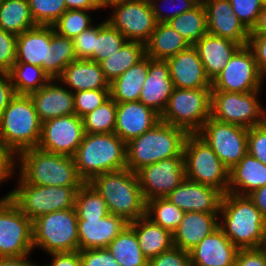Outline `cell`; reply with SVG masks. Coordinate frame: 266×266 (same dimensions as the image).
I'll return each mask as SVG.
<instances>
[{"label": "cell", "mask_w": 266, "mask_h": 266, "mask_svg": "<svg viewBox=\"0 0 266 266\" xmlns=\"http://www.w3.org/2000/svg\"><path fill=\"white\" fill-rule=\"evenodd\" d=\"M220 216L219 228L238 249L265 247L266 218L248 196L223 194Z\"/></svg>", "instance_id": "obj_1"}, {"label": "cell", "mask_w": 266, "mask_h": 266, "mask_svg": "<svg viewBox=\"0 0 266 266\" xmlns=\"http://www.w3.org/2000/svg\"><path fill=\"white\" fill-rule=\"evenodd\" d=\"M16 161L20 164L16 166L20 168L18 176L27 184L81 187L85 183L78 175L73 156L49 153L36 147L19 153Z\"/></svg>", "instance_id": "obj_2"}, {"label": "cell", "mask_w": 266, "mask_h": 266, "mask_svg": "<svg viewBox=\"0 0 266 266\" xmlns=\"http://www.w3.org/2000/svg\"><path fill=\"white\" fill-rule=\"evenodd\" d=\"M89 184L104 198L109 214L122 216L128 223L146 215L137 173L128 168L98 175Z\"/></svg>", "instance_id": "obj_3"}, {"label": "cell", "mask_w": 266, "mask_h": 266, "mask_svg": "<svg viewBox=\"0 0 266 266\" xmlns=\"http://www.w3.org/2000/svg\"><path fill=\"white\" fill-rule=\"evenodd\" d=\"M188 133L159 121L152 129L126 143V164L132 172L164 159L183 155Z\"/></svg>", "instance_id": "obj_4"}, {"label": "cell", "mask_w": 266, "mask_h": 266, "mask_svg": "<svg viewBox=\"0 0 266 266\" xmlns=\"http://www.w3.org/2000/svg\"><path fill=\"white\" fill-rule=\"evenodd\" d=\"M126 143L115 133H85L73 155L80 178L89 183L103 173L127 168Z\"/></svg>", "instance_id": "obj_5"}, {"label": "cell", "mask_w": 266, "mask_h": 266, "mask_svg": "<svg viewBox=\"0 0 266 266\" xmlns=\"http://www.w3.org/2000/svg\"><path fill=\"white\" fill-rule=\"evenodd\" d=\"M41 127L30 96L15 94L0 115V143L17 156L38 146Z\"/></svg>", "instance_id": "obj_6"}, {"label": "cell", "mask_w": 266, "mask_h": 266, "mask_svg": "<svg viewBox=\"0 0 266 266\" xmlns=\"http://www.w3.org/2000/svg\"><path fill=\"white\" fill-rule=\"evenodd\" d=\"M18 186L1 198H10L31 221L58 210L75 207L80 187L38 186L25 183L20 177Z\"/></svg>", "instance_id": "obj_7"}, {"label": "cell", "mask_w": 266, "mask_h": 266, "mask_svg": "<svg viewBox=\"0 0 266 266\" xmlns=\"http://www.w3.org/2000/svg\"><path fill=\"white\" fill-rule=\"evenodd\" d=\"M33 248L61 253L79 250L78 218L74 208L58 210L32 221Z\"/></svg>", "instance_id": "obj_8"}, {"label": "cell", "mask_w": 266, "mask_h": 266, "mask_svg": "<svg viewBox=\"0 0 266 266\" xmlns=\"http://www.w3.org/2000/svg\"><path fill=\"white\" fill-rule=\"evenodd\" d=\"M183 156L186 179L228 192L229 169L197 133L186 137Z\"/></svg>", "instance_id": "obj_9"}, {"label": "cell", "mask_w": 266, "mask_h": 266, "mask_svg": "<svg viewBox=\"0 0 266 266\" xmlns=\"http://www.w3.org/2000/svg\"><path fill=\"white\" fill-rule=\"evenodd\" d=\"M211 88H174L160 121L185 130L188 134L198 133L210 118Z\"/></svg>", "instance_id": "obj_10"}, {"label": "cell", "mask_w": 266, "mask_h": 266, "mask_svg": "<svg viewBox=\"0 0 266 266\" xmlns=\"http://www.w3.org/2000/svg\"><path fill=\"white\" fill-rule=\"evenodd\" d=\"M260 91L250 93L211 91L210 117L246 128L264 123Z\"/></svg>", "instance_id": "obj_11"}, {"label": "cell", "mask_w": 266, "mask_h": 266, "mask_svg": "<svg viewBox=\"0 0 266 266\" xmlns=\"http://www.w3.org/2000/svg\"><path fill=\"white\" fill-rule=\"evenodd\" d=\"M264 75L258 69L251 48L241 46L211 82V91L250 93L260 91Z\"/></svg>", "instance_id": "obj_12"}, {"label": "cell", "mask_w": 266, "mask_h": 266, "mask_svg": "<svg viewBox=\"0 0 266 266\" xmlns=\"http://www.w3.org/2000/svg\"><path fill=\"white\" fill-rule=\"evenodd\" d=\"M33 250L32 221L10 198H1L0 257L30 255Z\"/></svg>", "instance_id": "obj_13"}, {"label": "cell", "mask_w": 266, "mask_h": 266, "mask_svg": "<svg viewBox=\"0 0 266 266\" xmlns=\"http://www.w3.org/2000/svg\"><path fill=\"white\" fill-rule=\"evenodd\" d=\"M212 148L229 171L248 152V128L210 117L197 133Z\"/></svg>", "instance_id": "obj_14"}, {"label": "cell", "mask_w": 266, "mask_h": 266, "mask_svg": "<svg viewBox=\"0 0 266 266\" xmlns=\"http://www.w3.org/2000/svg\"><path fill=\"white\" fill-rule=\"evenodd\" d=\"M108 8H112L113 13L106 21L128 41L145 44L149 40L157 24L149 0H125Z\"/></svg>", "instance_id": "obj_15"}, {"label": "cell", "mask_w": 266, "mask_h": 266, "mask_svg": "<svg viewBox=\"0 0 266 266\" xmlns=\"http://www.w3.org/2000/svg\"><path fill=\"white\" fill-rule=\"evenodd\" d=\"M136 173L146 201L167 197L186 179L184 156L179 155L144 166Z\"/></svg>", "instance_id": "obj_16"}, {"label": "cell", "mask_w": 266, "mask_h": 266, "mask_svg": "<svg viewBox=\"0 0 266 266\" xmlns=\"http://www.w3.org/2000/svg\"><path fill=\"white\" fill-rule=\"evenodd\" d=\"M84 134L83 119L76 114L49 119L42 122L37 148L49 153L73 156Z\"/></svg>", "instance_id": "obj_17"}, {"label": "cell", "mask_w": 266, "mask_h": 266, "mask_svg": "<svg viewBox=\"0 0 266 266\" xmlns=\"http://www.w3.org/2000/svg\"><path fill=\"white\" fill-rule=\"evenodd\" d=\"M223 193L215 187L185 179L166 198L186 212L219 214Z\"/></svg>", "instance_id": "obj_18"}, {"label": "cell", "mask_w": 266, "mask_h": 266, "mask_svg": "<svg viewBox=\"0 0 266 266\" xmlns=\"http://www.w3.org/2000/svg\"><path fill=\"white\" fill-rule=\"evenodd\" d=\"M207 33L229 39L241 46L248 45L250 31L233 13L229 0H206Z\"/></svg>", "instance_id": "obj_19"}, {"label": "cell", "mask_w": 266, "mask_h": 266, "mask_svg": "<svg viewBox=\"0 0 266 266\" xmlns=\"http://www.w3.org/2000/svg\"><path fill=\"white\" fill-rule=\"evenodd\" d=\"M166 62L174 88H211V81L205 73L204 65L194 46L180 51Z\"/></svg>", "instance_id": "obj_20"}, {"label": "cell", "mask_w": 266, "mask_h": 266, "mask_svg": "<svg viewBox=\"0 0 266 266\" xmlns=\"http://www.w3.org/2000/svg\"><path fill=\"white\" fill-rule=\"evenodd\" d=\"M160 115L140 101L117 103L114 133L125 143L152 129Z\"/></svg>", "instance_id": "obj_21"}, {"label": "cell", "mask_w": 266, "mask_h": 266, "mask_svg": "<svg viewBox=\"0 0 266 266\" xmlns=\"http://www.w3.org/2000/svg\"><path fill=\"white\" fill-rule=\"evenodd\" d=\"M238 248L218 228L189 251L190 266H235Z\"/></svg>", "instance_id": "obj_22"}, {"label": "cell", "mask_w": 266, "mask_h": 266, "mask_svg": "<svg viewBox=\"0 0 266 266\" xmlns=\"http://www.w3.org/2000/svg\"><path fill=\"white\" fill-rule=\"evenodd\" d=\"M56 81L51 79L41 89L29 94L41 122L75 114L73 92Z\"/></svg>", "instance_id": "obj_23"}, {"label": "cell", "mask_w": 266, "mask_h": 266, "mask_svg": "<svg viewBox=\"0 0 266 266\" xmlns=\"http://www.w3.org/2000/svg\"><path fill=\"white\" fill-rule=\"evenodd\" d=\"M173 89L168 63L148 57V75L143 84L139 101L161 116Z\"/></svg>", "instance_id": "obj_24"}, {"label": "cell", "mask_w": 266, "mask_h": 266, "mask_svg": "<svg viewBox=\"0 0 266 266\" xmlns=\"http://www.w3.org/2000/svg\"><path fill=\"white\" fill-rule=\"evenodd\" d=\"M53 26L37 25L17 36L16 62L41 67L49 75V47Z\"/></svg>", "instance_id": "obj_25"}, {"label": "cell", "mask_w": 266, "mask_h": 266, "mask_svg": "<svg viewBox=\"0 0 266 266\" xmlns=\"http://www.w3.org/2000/svg\"><path fill=\"white\" fill-rule=\"evenodd\" d=\"M127 225L122 216L113 214L101 219H78L79 251L107 248Z\"/></svg>", "instance_id": "obj_26"}, {"label": "cell", "mask_w": 266, "mask_h": 266, "mask_svg": "<svg viewBox=\"0 0 266 266\" xmlns=\"http://www.w3.org/2000/svg\"><path fill=\"white\" fill-rule=\"evenodd\" d=\"M73 93L85 90L110 89L100 63L88 59H76L69 63L57 78Z\"/></svg>", "instance_id": "obj_27"}, {"label": "cell", "mask_w": 266, "mask_h": 266, "mask_svg": "<svg viewBox=\"0 0 266 266\" xmlns=\"http://www.w3.org/2000/svg\"><path fill=\"white\" fill-rule=\"evenodd\" d=\"M218 218L219 214L186 212L180 225L172 233L173 245L189 252L219 228Z\"/></svg>", "instance_id": "obj_28"}, {"label": "cell", "mask_w": 266, "mask_h": 266, "mask_svg": "<svg viewBox=\"0 0 266 266\" xmlns=\"http://www.w3.org/2000/svg\"><path fill=\"white\" fill-rule=\"evenodd\" d=\"M194 47L204 65L207 77L212 82L241 45L229 39L206 33Z\"/></svg>", "instance_id": "obj_29"}, {"label": "cell", "mask_w": 266, "mask_h": 266, "mask_svg": "<svg viewBox=\"0 0 266 266\" xmlns=\"http://www.w3.org/2000/svg\"><path fill=\"white\" fill-rule=\"evenodd\" d=\"M265 185L266 165L248 152L229 171V193L248 196Z\"/></svg>", "instance_id": "obj_30"}, {"label": "cell", "mask_w": 266, "mask_h": 266, "mask_svg": "<svg viewBox=\"0 0 266 266\" xmlns=\"http://www.w3.org/2000/svg\"><path fill=\"white\" fill-rule=\"evenodd\" d=\"M128 225L135 231L142 253L148 260L174 246L172 233L146 215L129 222Z\"/></svg>", "instance_id": "obj_31"}, {"label": "cell", "mask_w": 266, "mask_h": 266, "mask_svg": "<svg viewBox=\"0 0 266 266\" xmlns=\"http://www.w3.org/2000/svg\"><path fill=\"white\" fill-rule=\"evenodd\" d=\"M147 75L148 56H145L110 83V97L116 103L139 101Z\"/></svg>", "instance_id": "obj_32"}, {"label": "cell", "mask_w": 266, "mask_h": 266, "mask_svg": "<svg viewBox=\"0 0 266 266\" xmlns=\"http://www.w3.org/2000/svg\"><path fill=\"white\" fill-rule=\"evenodd\" d=\"M190 45L168 23H157L155 30L145 43L146 56L153 60L171 58Z\"/></svg>", "instance_id": "obj_33"}, {"label": "cell", "mask_w": 266, "mask_h": 266, "mask_svg": "<svg viewBox=\"0 0 266 266\" xmlns=\"http://www.w3.org/2000/svg\"><path fill=\"white\" fill-rule=\"evenodd\" d=\"M146 56L145 44L138 41H127L121 49L100 62L105 78L111 83L130 67Z\"/></svg>", "instance_id": "obj_34"}, {"label": "cell", "mask_w": 266, "mask_h": 266, "mask_svg": "<svg viewBox=\"0 0 266 266\" xmlns=\"http://www.w3.org/2000/svg\"><path fill=\"white\" fill-rule=\"evenodd\" d=\"M112 256L121 266H148L135 231L127 225L107 246Z\"/></svg>", "instance_id": "obj_35"}, {"label": "cell", "mask_w": 266, "mask_h": 266, "mask_svg": "<svg viewBox=\"0 0 266 266\" xmlns=\"http://www.w3.org/2000/svg\"><path fill=\"white\" fill-rule=\"evenodd\" d=\"M35 26L28 0H3L0 5V29L18 36Z\"/></svg>", "instance_id": "obj_36"}, {"label": "cell", "mask_w": 266, "mask_h": 266, "mask_svg": "<svg viewBox=\"0 0 266 266\" xmlns=\"http://www.w3.org/2000/svg\"><path fill=\"white\" fill-rule=\"evenodd\" d=\"M182 38L194 46L207 33V13L204 4L186 11L167 22Z\"/></svg>", "instance_id": "obj_37"}, {"label": "cell", "mask_w": 266, "mask_h": 266, "mask_svg": "<svg viewBox=\"0 0 266 266\" xmlns=\"http://www.w3.org/2000/svg\"><path fill=\"white\" fill-rule=\"evenodd\" d=\"M8 74L15 94L29 95L41 89L51 80L41 67L24 62H16Z\"/></svg>", "instance_id": "obj_38"}, {"label": "cell", "mask_w": 266, "mask_h": 266, "mask_svg": "<svg viewBox=\"0 0 266 266\" xmlns=\"http://www.w3.org/2000/svg\"><path fill=\"white\" fill-rule=\"evenodd\" d=\"M127 41L118 29L103 20L95 26L94 56L90 60L100 63L118 52Z\"/></svg>", "instance_id": "obj_39"}, {"label": "cell", "mask_w": 266, "mask_h": 266, "mask_svg": "<svg viewBox=\"0 0 266 266\" xmlns=\"http://www.w3.org/2000/svg\"><path fill=\"white\" fill-rule=\"evenodd\" d=\"M185 212L166 197L146 201V216L154 223L173 233L180 225Z\"/></svg>", "instance_id": "obj_40"}, {"label": "cell", "mask_w": 266, "mask_h": 266, "mask_svg": "<svg viewBox=\"0 0 266 266\" xmlns=\"http://www.w3.org/2000/svg\"><path fill=\"white\" fill-rule=\"evenodd\" d=\"M75 210L78 219H101L109 215L106 201L89 183L77 190Z\"/></svg>", "instance_id": "obj_41"}, {"label": "cell", "mask_w": 266, "mask_h": 266, "mask_svg": "<svg viewBox=\"0 0 266 266\" xmlns=\"http://www.w3.org/2000/svg\"><path fill=\"white\" fill-rule=\"evenodd\" d=\"M76 59L73 39L54 32L49 47V77L57 79L63 69Z\"/></svg>", "instance_id": "obj_42"}, {"label": "cell", "mask_w": 266, "mask_h": 266, "mask_svg": "<svg viewBox=\"0 0 266 266\" xmlns=\"http://www.w3.org/2000/svg\"><path fill=\"white\" fill-rule=\"evenodd\" d=\"M116 114L117 103L110 97L101 106L82 118L84 132L88 134L114 133Z\"/></svg>", "instance_id": "obj_43"}, {"label": "cell", "mask_w": 266, "mask_h": 266, "mask_svg": "<svg viewBox=\"0 0 266 266\" xmlns=\"http://www.w3.org/2000/svg\"><path fill=\"white\" fill-rule=\"evenodd\" d=\"M89 11L93 10H66L52 25L55 32L67 38H75L93 25Z\"/></svg>", "instance_id": "obj_44"}, {"label": "cell", "mask_w": 266, "mask_h": 266, "mask_svg": "<svg viewBox=\"0 0 266 266\" xmlns=\"http://www.w3.org/2000/svg\"><path fill=\"white\" fill-rule=\"evenodd\" d=\"M32 18L37 25L52 26L67 10L65 0H28Z\"/></svg>", "instance_id": "obj_45"}, {"label": "cell", "mask_w": 266, "mask_h": 266, "mask_svg": "<svg viewBox=\"0 0 266 266\" xmlns=\"http://www.w3.org/2000/svg\"><path fill=\"white\" fill-rule=\"evenodd\" d=\"M73 95L75 114L83 118L110 98V89L85 90Z\"/></svg>", "instance_id": "obj_46"}, {"label": "cell", "mask_w": 266, "mask_h": 266, "mask_svg": "<svg viewBox=\"0 0 266 266\" xmlns=\"http://www.w3.org/2000/svg\"><path fill=\"white\" fill-rule=\"evenodd\" d=\"M266 0H229L233 13L251 31Z\"/></svg>", "instance_id": "obj_47"}, {"label": "cell", "mask_w": 266, "mask_h": 266, "mask_svg": "<svg viewBox=\"0 0 266 266\" xmlns=\"http://www.w3.org/2000/svg\"><path fill=\"white\" fill-rule=\"evenodd\" d=\"M17 36L0 29V72H8L16 63Z\"/></svg>", "instance_id": "obj_48"}, {"label": "cell", "mask_w": 266, "mask_h": 266, "mask_svg": "<svg viewBox=\"0 0 266 266\" xmlns=\"http://www.w3.org/2000/svg\"><path fill=\"white\" fill-rule=\"evenodd\" d=\"M248 153L266 165V125L248 128Z\"/></svg>", "instance_id": "obj_49"}, {"label": "cell", "mask_w": 266, "mask_h": 266, "mask_svg": "<svg viewBox=\"0 0 266 266\" xmlns=\"http://www.w3.org/2000/svg\"><path fill=\"white\" fill-rule=\"evenodd\" d=\"M162 3V1L167 2V7H168V3L169 5H171L172 7L175 6V2L179 5L180 7L177 6L174 7V11H170V13H164L163 10L161 9L162 7H160V5H158L157 2ZM172 3V4H170ZM149 4L151 6L152 12L154 14L155 20L157 21V23H167L168 21H170L171 19H173L174 17L194 9L198 4L196 2H194L193 0H149ZM177 4V5H178ZM162 6V5H161ZM171 8V7H170ZM172 9V8H171ZM166 14V15H165Z\"/></svg>", "instance_id": "obj_50"}, {"label": "cell", "mask_w": 266, "mask_h": 266, "mask_svg": "<svg viewBox=\"0 0 266 266\" xmlns=\"http://www.w3.org/2000/svg\"><path fill=\"white\" fill-rule=\"evenodd\" d=\"M148 266H190V254L173 246L168 251L149 259Z\"/></svg>", "instance_id": "obj_51"}, {"label": "cell", "mask_w": 266, "mask_h": 266, "mask_svg": "<svg viewBox=\"0 0 266 266\" xmlns=\"http://www.w3.org/2000/svg\"><path fill=\"white\" fill-rule=\"evenodd\" d=\"M73 43L76 58L90 60L94 56L95 25L90 26L73 38Z\"/></svg>", "instance_id": "obj_52"}, {"label": "cell", "mask_w": 266, "mask_h": 266, "mask_svg": "<svg viewBox=\"0 0 266 266\" xmlns=\"http://www.w3.org/2000/svg\"><path fill=\"white\" fill-rule=\"evenodd\" d=\"M82 266H121L108 248L80 251Z\"/></svg>", "instance_id": "obj_53"}, {"label": "cell", "mask_w": 266, "mask_h": 266, "mask_svg": "<svg viewBox=\"0 0 266 266\" xmlns=\"http://www.w3.org/2000/svg\"><path fill=\"white\" fill-rule=\"evenodd\" d=\"M235 266H266V248L238 249Z\"/></svg>", "instance_id": "obj_54"}, {"label": "cell", "mask_w": 266, "mask_h": 266, "mask_svg": "<svg viewBox=\"0 0 266 266\" xmlns=\"http://www.w3.org/2000/svg\"><path fill=\"white\" fill-rule=\"evenodd\" d=\"M248 46L251 48L258 69L266 74V34H250Z\"/></svg>", "instance_id": "obj_55"}, {"label": "cell", "mask_w": 266, "mask_h": 266, "mask_svg": "<svg viewBox=\"0 0 266 266\" xmlns=\"http://www.w3.org/2000/svg\"><path fill=\"white\" fill-rule=\"evenodd\" d=\"M16 162V156L0 143V184L13 177Z\"/></svg>", "instance_id": "obj_56"}, {"label": "cell", "mask_w": 266, "mask_h": 266, "mask_svg": "<svg viewBox=\"0 0 266 266\" xmlns=\"http://www.w3.org/2000/svg\"><path fill=\"white\" fill-rule=\"evenodd\" d=\"M53 260L50 264L42 266H82L80 251L61 252L49 254Z\"/></svg>", "instance_id": "obj_57"}, {"label": "cell", "mask_w": 266, "mask_h": 266, "mask_svg": "<svg viewBox=\"0 0 266 266\" xmlns=\"http://www.w3.org/2000/svg\"><path fill=\"white\" fill-rule=\"evenodd\" d=\"M14 95L15 92L8 72H0V115L7 108Z\"/></svg>", "instance_id": "obj_58"}, {"label": "cell", "mask_w": 266, "mask_h": 266, "mask_svg": "<svg viewBox=\"0 0 266 266\" xmlns=\"http://www.w3.org/2000/svg\"><path fill=\"white\" fill-rule=\"evenodd\" d=\"M67 10H98L101 9L98 0H65Z\"/></svg>", "instance_id": "obj_59"}, {"label": "cell", "mask_w": 266, "mask_h": 266, "mask_svg": "<svg viewBox=\"0 0 266 266\" xmlns=\"http://www.w3.org/2000/svg\"><path fill=\"white\" fill-rule=\"evenodd\" d=\"M248 197L266 218V185L255 190Z\"/></svg>", "instance_id": "obj_60"}, {"label": "cell", "mask_w": 266, "mask_h": 266, "mask_svg": "<svg viewBox=\"0 0 266 266\" xmlns=\"http://www.w3.org/2000/svg\"><path fill=\"white\" fill-rule=\"evenodd\" d=\"M28 256L0 257V266H38L37 263L31 262Z\"/></svg>", "instance_id": "obj_61"}, {"label": "cell", "mask_w": 266, "mask_h": 266, "mask_svg": "<svg viewBox=\"0 0 266 266\" xmlns=\"http://www.w3.org/2000/svg\"><path fill=\"white\" fill-rule=\"evenodd\" d=\"M250 34H266V1L259 12L257 22L250 31Z\"/></svg>", "instance_id": "obj_62"}, {"label": "cell", "mask_w": 266, "mask_h": 266, "mask_svg": "<svg viewBox=\"0 0 266 266\" xmlns=\"http://www.w3.org/2000/svg\"><path fill=\"white\" fill-rule=\"evenodd\" d=\"M99 1V5L102 8H108L109 6H111L112 4L121 2V1H125V0H98Z\"/></svg>", "instance_id": "obj_63"}, {"label": "cell", "mask_w": 266, "mask_h": 266, "mask_svg": "<svg viewBox=\"0 0 266 266\" xmlns=\"http://www.w3.org/2000/svg\"><path fill=\"white\" fill-rule=\"evenodd\" d=\"M194 2H196L198 5H202L205 3L206 0H193Z\"/></svg>", "instance_id": "obj_64"}, {"label": "cell", "mask_w": 266, "mask_h": 266, "mask_svg": "<svg viewBox=\"0 0 266 266\" xmlns=\"http://www.w3.org/2000/svg\"><path fill=\"white\" fill-rule=\"evenodd\" d=\"M264 124L266 125V109L264 110Z\"/></svg>", "instance_id": "obj_65"}]
</instances>
